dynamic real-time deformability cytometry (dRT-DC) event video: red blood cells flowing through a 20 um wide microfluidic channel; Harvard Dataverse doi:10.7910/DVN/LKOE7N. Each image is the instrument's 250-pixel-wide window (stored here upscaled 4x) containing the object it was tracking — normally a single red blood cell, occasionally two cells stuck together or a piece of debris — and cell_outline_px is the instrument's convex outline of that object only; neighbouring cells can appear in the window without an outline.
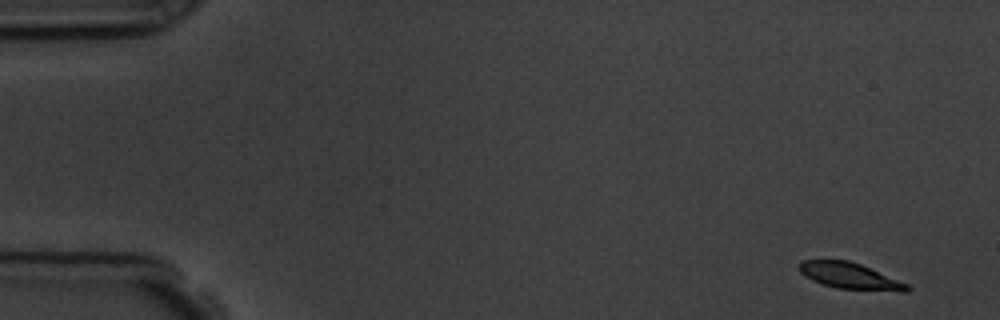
{"species": "common noctule bat (a hibernating species)", "species_latin": "Nyctalus noctula", "temperature_condition": "room temperature", "stored_images_in_passage": 4, "camera_frame_rate_fps": 3000, "um_per_image_px": 0.085, "animal": {"sex": "male", "body_mass_g": 19.5, "forearm_length_mm": 54.6}, "frame": {"image": 1, "passage_image": 1, "time_ms": 0.0, "image_size_px": [1000, 320], "cell_outline_px": [[912, 288], [908, 292], [900, 292], [836, 288], [812, 280], [800, 272], [800, 260], [848, 260], [860, 264], [908, 284]], "centroid_in_image_um": [72.28, 23.47], "position_along_channel_um": 12.7, "area_um2": 16.36}}
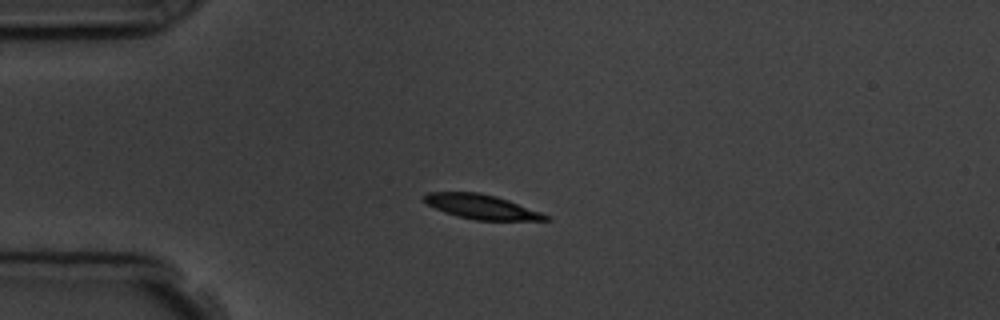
{"frame": {"image": 2, "passage_image": 4, "time_ms": 3.667, "image_size_px": [1000, 320], "cell_outline_px": [[552, 220], [476, 220], [456, 216], [444, 212], [424, 204], [420, 200], [420, 196], [428, 192], [476, 192], [496, 196], [508, 200], [552, 216]], "centroid_in_image_um": [40.86, 17.57], "position_along_channel_um": 44.1, "area_um2": 17.63}}